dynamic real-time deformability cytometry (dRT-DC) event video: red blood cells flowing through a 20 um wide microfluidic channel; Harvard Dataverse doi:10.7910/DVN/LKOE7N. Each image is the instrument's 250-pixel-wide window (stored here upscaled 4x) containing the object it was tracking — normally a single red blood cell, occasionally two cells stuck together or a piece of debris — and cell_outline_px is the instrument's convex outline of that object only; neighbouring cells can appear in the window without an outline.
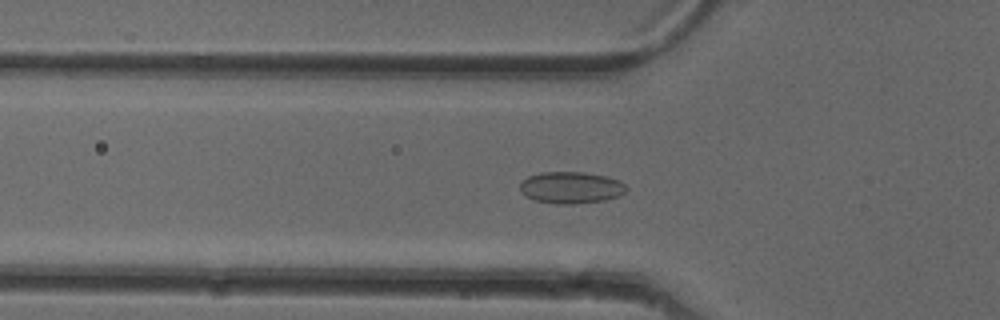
{"species": "common noctule bat (a hibernating species)", "species_latin": "Nyctalus noctula", "temperature_condition": "cold", "stored_images_in_passage": 52, "camera_frame_rate_fps": 3000, "um_per_image_px": 0.085, "animal": {"sex": "female"}, "frame": {"image": 1, "passage_image": 18, "time_ms": 5.667, "image_size_px": [1000, 320], "cell_outline_px": [[628, 188], [624, 192], [616, 196], [604, 200], [572, 204], [556, 204], [536, 200], [528, 196], [520, 188], [520, 184], [528, 176], [540, 172], [584, 172], [604, 176], [620, 180]], "centroid_in_image_um": [48.55, 15.93], "position_along_channel_um": 77.3, "area_um2": 19.36}}
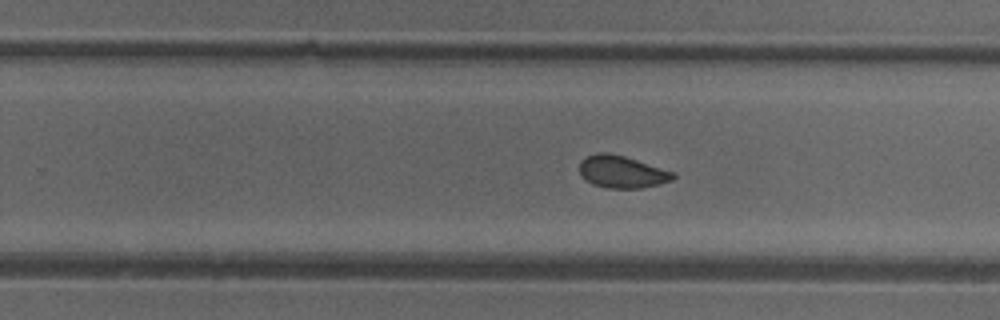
{"frame": {"image": 2, "passage_image": 33, "time_ms": 10.667, "image_size_px": [1000, 320], "cell_outline_px": [[676, 176], [672, 180], [660, 184], [640, 188], [608, 188], [592, 184], [580, 176], [580, 160], [584, 156], [596, 152], [608, 152], [624, 156], [676, 172]], "centroid_in_image_um": [52.85, 14.59], "position_along_channel_um": 277.0, "area_um2": 17.86}}
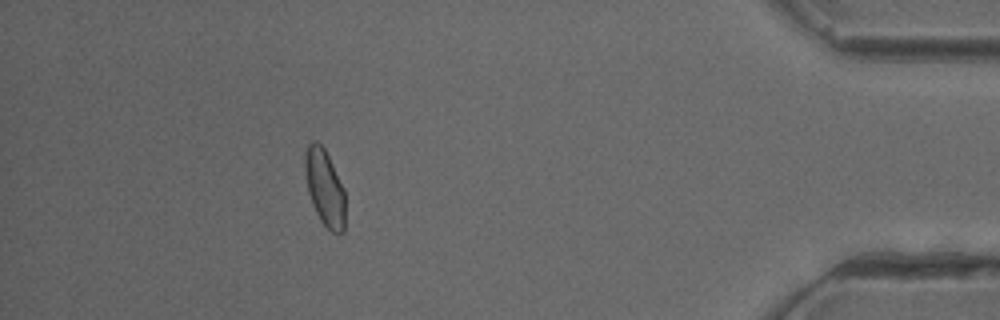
{"frame": {"image": 3, "passage_image": 47, "time_ms": 15.333, "image_size_px": [1000, 320], "cell_outline_px": [[344, 232], [332, 232], [320, 220], [312, 204], [308, 192], [304, 168], [304, 156], [308, 144], [312, 140], [316, 140], [324, 148], [344, 188]], "centroid_in_image_um": [27.58, 15.92], "position_along_channel_um": 407.6, "area_um2": 17.8}, "authors_computed_cell_mechanics": {"area_um2": 18.0336, "velocity_mm_per_s": 3.983, "shape_relaxation_time_tau1_ms": null, "shape_relaxation_time_tau2_ms": 0.8995, "deformation_change_tau1": null, "deformation_change_tau2": 0.0472}}